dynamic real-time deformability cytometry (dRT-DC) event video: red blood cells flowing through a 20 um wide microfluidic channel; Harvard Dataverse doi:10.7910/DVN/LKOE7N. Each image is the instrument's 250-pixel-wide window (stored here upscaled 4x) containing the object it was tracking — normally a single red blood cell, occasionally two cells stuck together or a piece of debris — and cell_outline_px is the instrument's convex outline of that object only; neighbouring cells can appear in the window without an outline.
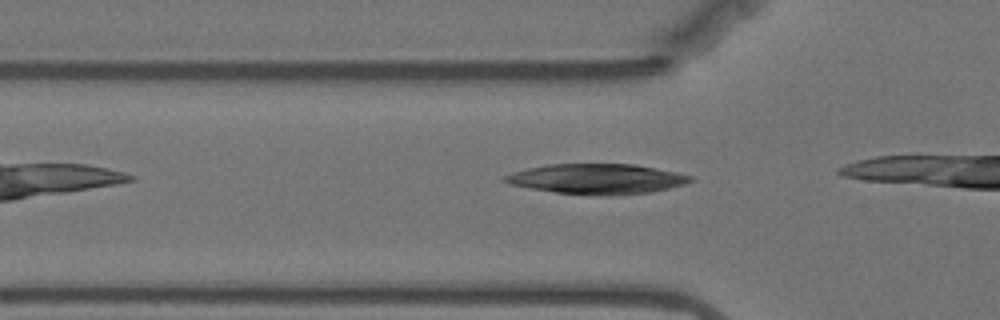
{"species": "Egyptian fruit bat (a non-hibernating species)", "species_latin": "Rousettus aegyptiacus", "temperature_condition": "warm", "stored_images_in_passage": 8, "camera_frame_rate_fps": 3000, "um_per_image_px": 0.085, "animal": {"sex": "female"}, "frame": {"image": 1, "passage_image": 3, "time_ms": 0.667, "image_size_px": [1000, 320], "cell_outline_px": [[692, 180], [684, 184], [668, 188], [648, 192], [608, 196], [556, 192], [528, 188], [512, 184], [500, 180], [504, 176], [528, 168], [548, 164], [636, 164], [676, 172], [692, 176]], "centroid_in_image_um": [50.73, 15.2], "position_along_channel_um": 75.1, "area_um2": 32.25}}
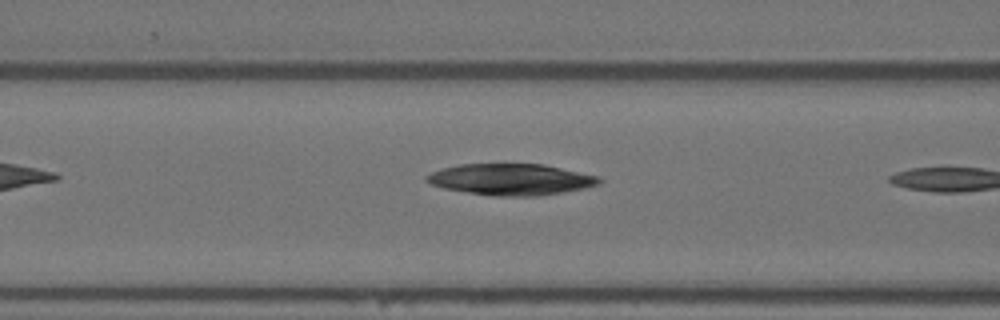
{"frame": {"image": 2, "passage_image": 7, "time_ms": 2.0, "image_size_px": [1000, 320], "cell_outline_px": [[604, 180], [600, 184], [584, 188], [536, 196], [496, 196], [468, 192], [444, 188], [432, 184], [424, 180], [424, 176], [432, 172], [444, 168], [460, 164], [544, 164], [600, 176]], "centroid_in_image_um": [43.46, 15.24], "position_along_channel_um": 123.1, "area_um2": 31.39}}